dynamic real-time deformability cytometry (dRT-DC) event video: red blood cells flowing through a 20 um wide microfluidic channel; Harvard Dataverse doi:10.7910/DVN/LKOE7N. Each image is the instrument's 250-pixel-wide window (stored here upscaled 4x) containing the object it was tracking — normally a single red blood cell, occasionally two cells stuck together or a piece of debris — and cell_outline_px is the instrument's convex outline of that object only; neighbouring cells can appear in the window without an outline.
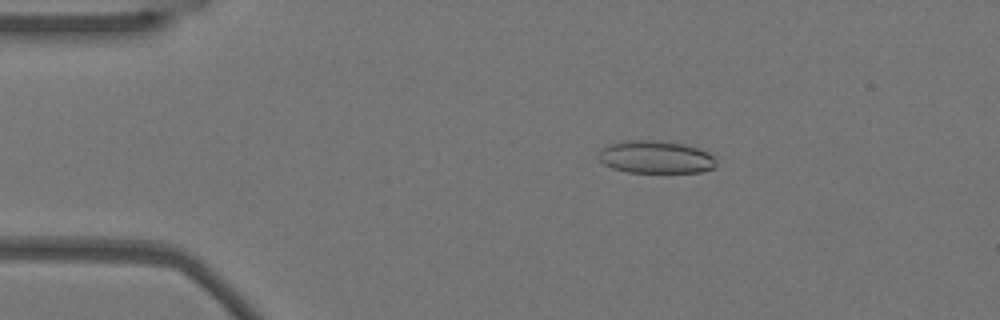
{"species": "Egyptian fruit bat (a non-hibernating species)", "species_latin": "Rousettus aegyptiacus", "temperature_condition": "warm", "stored_images_in_passage": 51, "camera_frame_rate_fps": 3000, "um_per_image_px": 0.085, "animal": {"sex": "female"}, "frame": {"image": 1, "passage_image": 8, "time_ms": 2.333, "image_size_px": [1000, 320], "cell_outline_px": [[716, 168], [700, 172], [628, 172], [612, 168], [604, 164], [596, 156], [596, 152], [600, 148], [608, 144], [624, 140], [652, 140], [684, 144], [708, 152], [716, 160]], "centroid_in_image_um": [55.68, 13.35], "position_along_channel_um": 29.3, "area_um2": 22.6}}
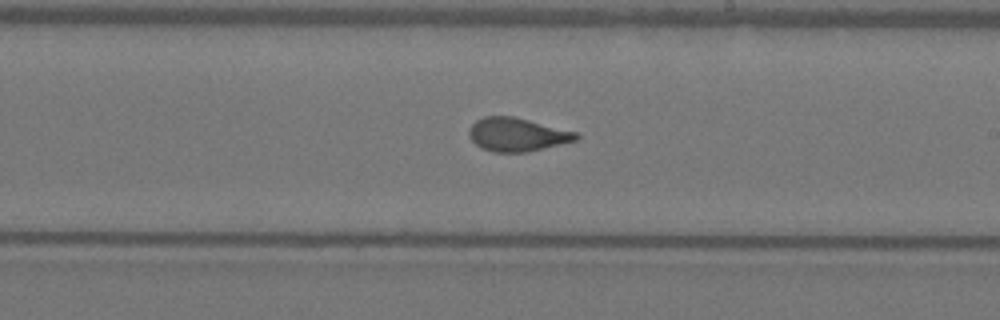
{"frame": {"image": 2, "passage_image": 29, "time_ms": 9.333, "image_size_px": [1000, 320], "cell_outline_px": [[580, 136], [576, 140], [528, 152], [492, 152], [480, 148], [472, 140], [468, 132], [468, 128], [476, 120], [484, 116], [512, 116], [576, 132]], "centroid_in_image_um": [43.91, 11.44], "position_along_channel_um": 245.1, "area_um2": 20.75}}
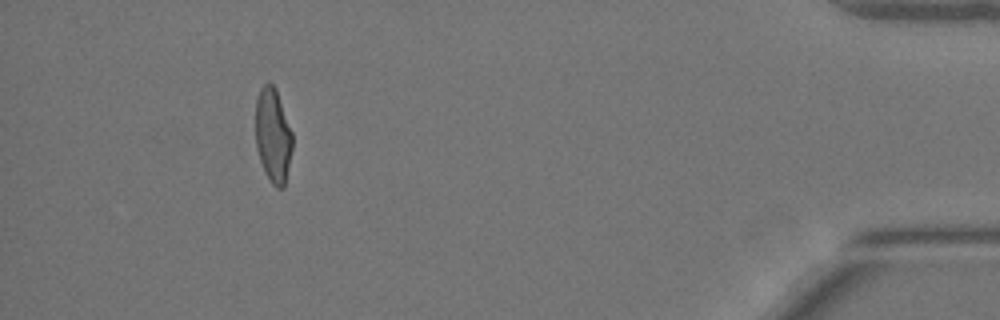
{"frame": {"image": 3, "passage_image": 47, "time_ms": 15.333, "image_size_px": [1000, 320], "cell_outline_px": [[292, 148], [284, 188], [276, 188], [272, 184], [260, 160], [256, 148], [256, 100], [260, 88], [268, 80], [276, 88], [292, 132]], "centroid_in_image_um": [23.2, 11.48], "position_along_channel_um": 412.0, "area_um2": 20.17}, "authors_computed_cell_mechanics": {"area_um2": 21.2704, "velocity_mm_per_s": 3.828, "shape_relaxation_time_tau1_ms": 7.4923, "shape_relaxation_time_tau2_ms": 0.8335, "deformation_change_tau1": 0.2087, "deformation_change_tau2": 0.072}}